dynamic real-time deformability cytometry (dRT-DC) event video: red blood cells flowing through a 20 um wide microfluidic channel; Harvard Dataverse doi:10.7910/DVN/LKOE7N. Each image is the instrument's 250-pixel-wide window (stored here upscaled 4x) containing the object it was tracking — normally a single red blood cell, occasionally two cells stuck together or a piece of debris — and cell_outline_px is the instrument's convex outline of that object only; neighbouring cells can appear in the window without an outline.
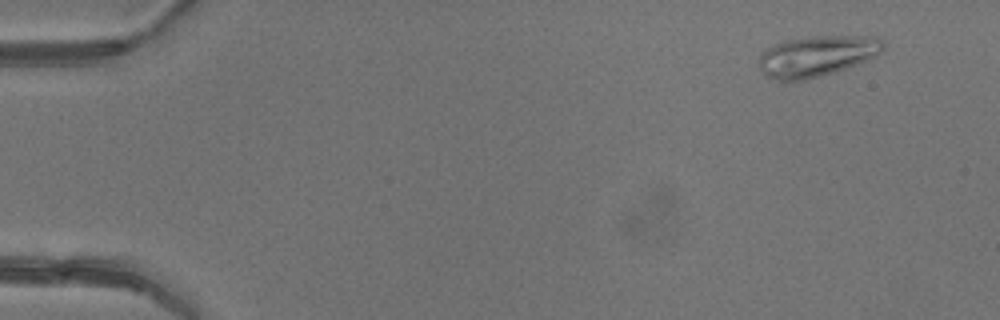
{"species": "common noctule bat (a hibernating species)", "species_latin": "Nyctalus noctula", "temperature_condition": "warm", "stored_images_in_passage": 3, "camera_frame_rate_fps": 3000, "um_per_image_px": 0.085, "animal": {"sex": "female"}, "frame": {"image": 1, "passage_image": 1, "time_ms": 0.0, "image_size_px": [1000, 320], "cell_outline_px": [[884, 52], [868, 60], [832, 72], [804, 80], [776, 80], [768, 76], [760, 68], [760, 56], [768, 48], [776, 44], [788, 40], [816, 36], [876, 36], [884, 44]], "centroid_in_image_um": [69.49, 4.75], "position_along_channel_um": 15.5, "area_um2": 28.96}}